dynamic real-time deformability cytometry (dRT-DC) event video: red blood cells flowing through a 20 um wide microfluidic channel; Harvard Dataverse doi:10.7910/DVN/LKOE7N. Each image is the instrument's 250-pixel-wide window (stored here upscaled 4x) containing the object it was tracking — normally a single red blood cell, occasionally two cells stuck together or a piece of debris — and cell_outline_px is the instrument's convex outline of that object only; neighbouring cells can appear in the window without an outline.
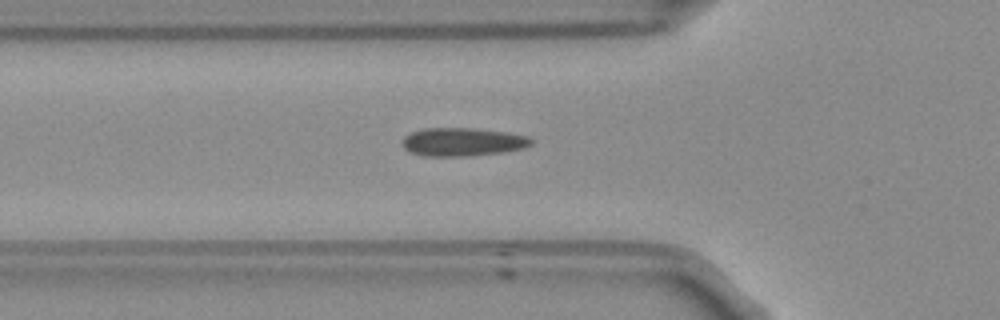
{"species": "Egyptian fruit bat (a non-hibernating species)", "species_latin": "Rousettus aegyptiacus", "temperature_condition": "room temperature", "stored_images_in_passage": 32, "camera_frame_rate_fps": 3000, "um_per_image_px": 0.085, "frame": {"image": 1, "passage_image": 4, "time_ms": 1.0, "image_size_px": [1000, 320], "cell_outline_px": [[532, 144], [524, 148], [504, 152], [464, 156], [424, 156], [408, 152], [404, 148], [404, 136], [412, 132], [424, 128], [472, 128], [504, 132], [528, 136], [532, 140]], "centroid_in_image_um": [39.31, 12.07], "position_along_channel_um": 86.5, "area_um2": 21.15}}
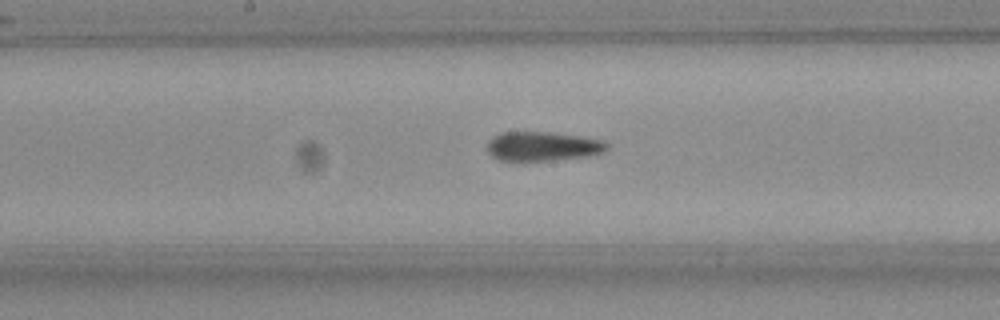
{"frame": {"image": 2, "passage_image": 13, "time_ms": 4.0, "image_size_px": [1000, 320], "cell_outline_px": [[608, 148], [604, 152], [588, 156], [552, 160], [500, 160], [492, 156], [488, 152], [488, 140], [500, 132], [552, 132], [580, 136], [604, 140], [608, 144]], "centroid_in_image_um": [46.15, 12.42], "position_along_channel_um": 202.0, "area_um2": 20.4}}
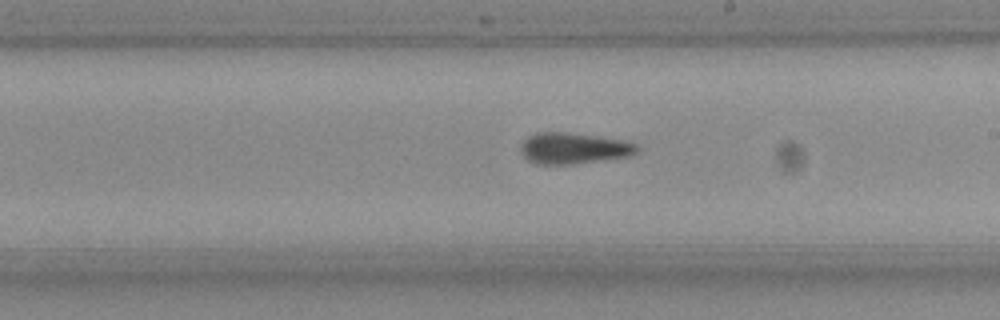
{"frame": {"image": 3, "passage_image": 16, "time_ms": 5.0, "image_size_px": [1000, 320], "cell_outline_px": [[640, 148], [636, 152], [628, 156], [572, 164], [536, 164], [528, 160], [520, 152], [520, 144], [528, 136], [536, 132], [564, 132], [596, 136], [624, 140], [636, 144]], "centroid_in_image_um": [48.71, 12.6], "position_along_channel_um": 240.3, "area_um2": 21.04}}